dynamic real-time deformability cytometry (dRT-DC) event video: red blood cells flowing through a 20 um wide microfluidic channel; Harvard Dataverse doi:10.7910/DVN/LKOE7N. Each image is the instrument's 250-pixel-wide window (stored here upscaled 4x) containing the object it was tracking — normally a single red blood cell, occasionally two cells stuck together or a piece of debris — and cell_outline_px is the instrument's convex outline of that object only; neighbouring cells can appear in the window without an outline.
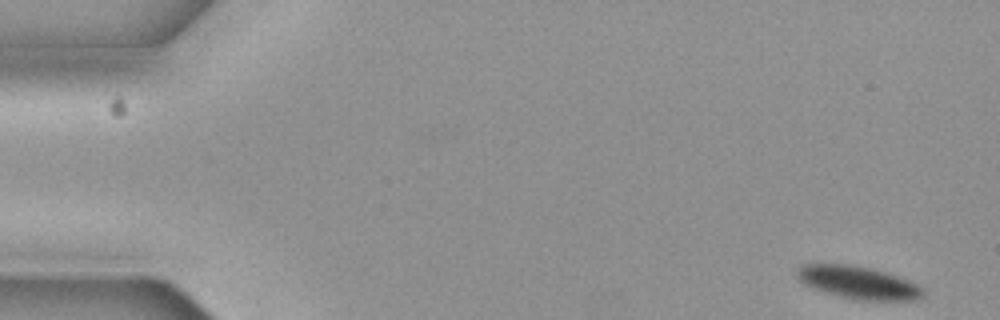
{"species": "common noctule bat (a hibernating species)", "species_latin": "Nyctalus noctula", "temperature_condition": "cold", "stored_images_in_passage": 6, "camera_frame_rate_fps": 3000, "um_per_image_px": 0.085, "animal": {"sex": "female", "body_mass_g": 19.3, "forearm_length_mm": 54.1}, "frame": {"image": 1, "passage_image": 1, "time_ms": 0.0, "image_size_px": [1000, 320], "cell_outline_px": [[924, 296], [916, 300], [860, 300], [840, 296], [824, 292], [812, 288], [804, 284], [796, 276], [796, 268], [800, 264], [852, 264], [872, 268], [900, 276], [924, 288]], "centroid_in_image_um": [72.94, 24.0], "position_along_channel_um": 12.1, "area_um2": 24.28}}
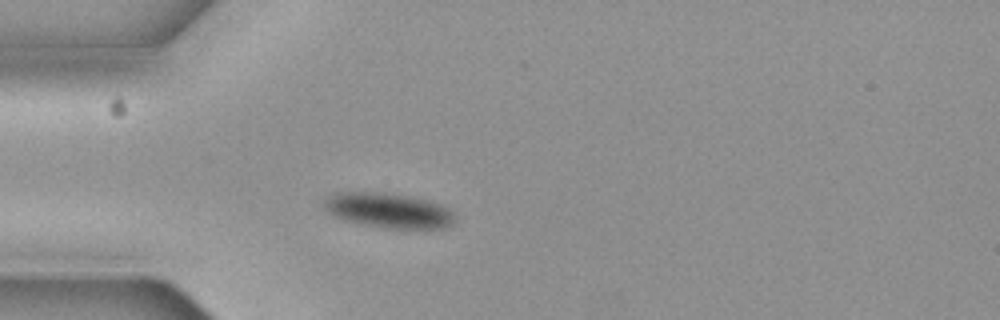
{"frame": {"image": 2, "passage_image": 5, "time_ms": 1.333, "image_size_px": [1000, 320], "cell_outline_px": [[456, 220], [448, 228], [380, 228], [344, 220], [332, 216], [324, 208], [320, 200], [324, 196], [332, 192], [388, 192], [408, 196], [440, 204], [448, 208], [456, 216]], "centroid_in_image_um": [32.94, 17.88], "position_along_channel_um": 52.1, "area_um2": 27.22}}